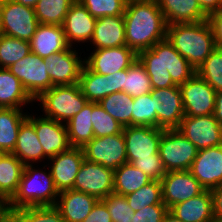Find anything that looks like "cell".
Returning a JSON list of instances; mask_svg holds the SVG:
<instances>
[{
	"label": "cell",
	"mask_w": 222,
	"mask_h": 222,
	"mask_svg": "<svg viewBox=\"0 0 222 222\" xmlns=\"http://www.w3.org/2000/svg\"><path fill=\"white\" fill-rule=\"evenodd\" d=\"M78 84L88 102L99 103L109 95V84L106 75L91 71L85 64L81 70Z\"/></svg>",
	"instance_id": "34"
},
{
	"label": "cell",
	"mask_w": 222,
	"mask_h": 222,
	"mask_svg": "<svg viewBox=\"0 0 222 222\" xmlns=\"http://www.w3.org/2000/svg\"><path fill=\"white\" fill-rule=\"evenodd\" d=\"M207 21L211 26L216 46L222 48V10L209 15Z\"/></svg>",
	"instance_id": "48"
},
{
	"label": "cell",
	"mask_w": 222,
	"mask_h": 222,
	"mask_svg": "<svg viewBox=\"0 0 222 222\" xmlns=\"http://www.w3.org/2000/svg\"><path fill=\"white\" fill-rule=\"evenodd\" d=\"M0 222H23V220L15 211H9L4 208L0 212Z\"/></svg>",
	"instance_id": "52"
},
{
	"label": "cell",
	"mask_w": 222,
	"mask_h": 222,
	"mask_svg": "<svg viewBox=\"0 0 222 222\" xmlns=\"http://www.w3.org/2000/svg\"><path fill=\"white\" fill-rule=\"evenodd\" d=\"M155 97L157 127L164 130L177 129L184 115L179 85L168 88H152Z\"/></svg>",
	"instance_id": "14"
},
{
	"label": "cell",
	"mask_w": 222,
	"mask_h": 222,
	"mask_svg": "<svg viewBox=\"0 0 222 222\" xmlns=\"http://www.w3.org/2000/svg\"><path fill=\"white\" fill-rule=\"evenodd\" d=\"M102 201L107 206L112 222H132L135 211L128 205L124 195L113 192Z\"/></svg>",
	"instance_id": "43"
},
{
	"label": "cell",
	"mask_w": 222,
	"mask_h": 222,
	"mask_svg": "<svg viewBox=\"0 0 222 222\" xmlns=\"http://www.w3.org/2000/svg\"><path fill=\"white\" fill-rule=\"evenodd\" d=\"M189 171L204 189L222 185V145L198 150Z\"/></svg>",
	"instance_id": "17"
},
{
	"label": "cell",
	"mask_w": 222,
	"mask_h": 222,
	"mask_svg": "<svg viewBox=\"0 0 222 222\" xmlns=\"http://www.w3.org/2000/svg\"><path fill=\"white\" fill-rule=\"evenodd\" d=\"M169 211L183 222H210L214 217L210 190L173 205Z\"/></svg>",
	"instance_id": "24"
},
{
	"label": "cell",
	"mask_w": 222,
	"mask_h": 222,
	"mask_svg": "<svg viewBox=\"0 0 222 222\" xmlns=\"http://www.w3.org/2000/svg\"><path fill=\"white\" fill-rule=\"evenodd\" d=\"M7 69L21 81L33 101L53 87L44 59L32 52Z\"/></svg>",
	"instance_id": "7"
},
{
	"label": "cell",
	"mask_w": 222,
	"mask_h": 222,
	"mask_svg": "<svg viewBox=\"0 0 222 222\" xmlns=\"http://www.w3.org/2000/svg\"><path fill=\"white\" fill-rule=\"evenodd\" d=\"M4 209V205L0 202V212Z\"/></svg>",
	"instance_id": "58"
},
{
	"label": "cell",
	"mask_w": 222,
	"mask_h": 222,
	"mask_svg": "<svg viewBox=\"0 0 222 222\" xmlns=\"http://www.w3.org/2000/svg\"><path fill=\"white\" fill-rule=\"evenodd\" d=\"M15 212L23 222H65L54 206L24 207Z\"/></svg>",
	"instance_id": "44"
},
{
	"label": "cell",
	"mask_w": 222,
	"mask_h": 222,
	"mask_svg": "<svg viewBox=\"0 0 222 222\" xmlns=\"http://www.w3.org/2000/svg\"><path fill=\"white\" fill-rule=\"evenodd\" d=\"M122 127L132 126L133 97L120 91L103 98L98 103Z\"/></svg>",
	"instance_id": "33"
},
{
	"label": "cell",
	"mask_w": 222,
	"mask_h": 222,
	"mask_svg": "<svg viewBox=\"0 0 222 222\" xmlns=\"http://www.w3.org/2000/svg\"><path fill=\"white\" fill-rule=\"evenodd\" d=\"M37 100L42 102L47 118L58 122H68L77 115L88 102L78 83L73 85L53 86L43 92Z\"/></svg>",
	"instance_id": "5"
},
{
	"label": "cell",
	"mask_w": 222,
	"mask_h": 222,
	"mask_svg": "<svg viewBox=\"0 0 222 222\" xmlns=\"http://www.w3.org/2000/svg\"><path fill=\"white\" fill-rule=\"evenodd\" d=\"M26 119L22 109L0 108V153L13 152L19 128Z\"/></svg>",
	"instance_id": "30"
},
{
	"label": "cell",
	"mask_w": 222,
	"mask_h": 222,
	"mask_svg": "<svg viewBox=\"0 0 222 222\" xmlns=\"http://www.w3.org/2000/svg\"><path fill=\"white\" fill-rule=\"evenodd\" d=\"M96 49L126 46L123 16H104L96 20L92 38Z\"/></svg>",
	"instance_id": "25"
},
{
	"label": "cell",
	"mask_w": 222,
	"mask_h": 222,
	"mask_svg": "<svg viewBox=\"0 0 222 222\" xmlns=\"http://www.w3.org/2000/svg\"><path fill=\"white\" fill-rule=\"evenodd\" d=\"M198 3L207 17L222 10V0H198Z\"/></svg>",
	"instance_id": "50"
},
{
	"label": "cell",
	"mask_w": 222,
	"mask_h": 222,
	"mask_svg": "<svg viewBox=\"0 0 222 222\" xmlns=\"http://www.w3.org/2000/svg\"><path fill=\"white\" fill-rule=\"evenodd\" d=\"M29 43L31 52L43 59L70 47L60 25L39 24Z\"/></svg>",
	"instance_id": "23"
},
{
	"label": "cell",
	"mask_w": 222,
	"mask_h": 222,
	"mask_svg": "<svg viewBox=\"0 0 222 222\" xmlns=\"http://www.w3.org/2000/svg\"><path fill=\"white\" fill-rule=\"evenodd\" d=\"M96 19L123 16L128 0H78Z\"/></svg>",
	"instance_id": "42"
},
{
	"label": "cell",
	"mask_w": 222,
	"mask_h": 222,
	"mask_svg": "<svg viewBox=\"0 0 222 222\" xmlns=\"http://www.w3.org/2000/svg\"><path fill=\"white\" fill-rule=\"evenodd\" d=\"M150 181L151 179L143 171L130 163H125L114 170L113 192L126 196Z\"/></svg>",
	"instance_id": "32"
},
{
	"label": "cell",
	"mask_w": 222,
	"mask_h": 222,
	"mask_svg": "<svg viewBox=\"0 0 222 222\" xmlns=\"http://www.w3.org/2000/svg\"><path fill=\"white\" fill-rule=\"evenodd\" d=\"M137 59L150 77L152 88L184 84L196 73L194 67L176 51L167 38L138 53Z\"/></svg>",
	"instance_id": "2"
},
{
	"label": "cell",
	"mask_w": 222,
	"mask_h": 222,
	"mask_svg": "<svg viewBox=\"0 0 222 222\" xmlns=\"http://www.w3.org/2000/svg\"><path fill=\"white\" fill-rule=\"evenodd\" d=\"M213 116L222 125V91L216 92Z\"/></svg>",
	"instance_id": "53"
},
{
	"label": "cell",
	"mask_w": 222,
	"mask_h": 222,
	"mask_svg": "<svg viewBox=\"0 0 222 222\" xmlns=\"http://www.w3.org/2000/svg\"><path fill=\"white\" fill-rule=\"evenodd\" d=\"M96 20L97 19L76 0L68 10L62 24L68 44L72 46L73 41L84 42L92 40Z\"/></svg>",
	"instance_id": "21"
},
{
	"label": "cell",
	"mask_w": 222,
	"mask_h": 222,
	"mask_svg": "<svg viewBox=\"0 0 222 222\" xmlns=\"http://www.w3.org/2000/svg\"><path fill=\"white\" fill-rule=\"evenodd\" d=\"M25 165L12 153H0V202L5 205L17 192Z\"/></svg>",
	"instance_id": "27"
},
{
	"label": "cell",
	"mask_w": 222,
	"mask_h": 222,
	"mask_svg": "<svg viewBox=\"0 0 222 222\" xmlns=\"http://www.w3.org/2000/svg\"><path fill=\"white\" fill-rule=\"evenodd\" d=\"M155 101L151 93L133 98L132 126L157 127Z\"/></svg>",
	"instance_id": "39"
},
{
	"label": "cell",
	"mask_w": 222,
	"mask_h": 222,
	"mask_svg": "<svg viewBox=\"0 0 222 222\" xmlns=\"http://www.w3.org/2000/svg\"><path fill=\"white\" fill-rule=\"evenodd\" d=\"M124 85L123 92L133 98L140 97L152 91L150 77L138 59L126 69Z\"/></svg>",
	"instance_id": "36"
},
{
	"label": "cell",
	"mask_w": 222,
	"mask_h": 222,
	"mask_svg": "<svg viewBox=\"0 0 222 222\" xmlns=\"http://www.w3.org/2000/svg\"><path fill=\"white\" fill-rule=\"evenodd\" d=\"M14 1L19 3V4H22L24 6H28V7L34 8L36 6V3L39 0H14Z\"/></svg>",
	"instance_id": "55"
},
{
	"label": "cell",
	"mask_w": 222,
	"mask_h": 222,
	"mask_svg": "<svg viewBox=\"0 0 222 222\" xmlns=\"http://www.w3.org/2000/svg\"><path fill=\"white\" fill-rule=\"evenodd\" d=\"M82 222H112V220L106 204L102 200H98Z\"/></svg>",
	"instance_id": "47"
},
{
	"label": "cell",
	"mask_w": 222,
	"mask_h": 222,
	"mask_svg": "<svg viewBox=\"0 0 222 222\" xmlns=\"http://www.w3.org/2000/svg\"><path fill=\"white\" fill-rule=\"evenodd\" d=\"M27 120L34 126L43 153L49 158L67 151L71 146L68 140L67 127L54 119L34 118L27 115Z\"/></svg>",
	"instance_id": "19"
},
{
	"label": "cell",
	"mask_w": 222,
	"mask_h": 222,
	"mask_svg": "<svg viewBox=\"0 0 222 222\" xmlns=\"http://www.w3.org/2000/svg\"><path fill=\"white\" fill-rule=\"evenodd\" d=\"M113 183V169L84 159L76 176L73 189L102 200L113 193Z\"/></svg>",
	"instance_id": "13"
},
{
	"label": "cell",
	"mask_w": 222,
	"mask_h": 222,
	"mask_svg": "<svg viewBox=\"0 0 222 222\" xmlns=\"http://www.w3.org/2000/svg\"><path fill=\"white\" fill-rule=\"evenodd\" d=\"M164 129L150 126L123 127L127 163L137 159L160 158L159 145Z\"/></svg>",
	"instance_id": "10"
},
{
	"label": "cell",
	"mask_w": 222,
	"mask_h": 222,
	"mask_svg": "<svg viewBox=\"0 0 222 222\" xmlns=\"http://www.w3.org/2000/svg\"><path fill=\"white\" fill-rule=\"evenodd\" d=\"M131 165L143 171L151 180H159L166 175L161 158H145L134 160Z\"/></svg>",
	"instance_id": "45"
},
{
	"label": "cell",
	"mask_w": 222,
	"mask_h": 222,
	"mask_svg": "<svg viewBox=\"0 0 222 222\" xmlns=\"http://www.w3.org/2000/svg\"><path fill=\"white\" fill-rule=\"evenodd\" d=\"M30 53L31 49L28 41L0 35V68H8Z\"/></svg>",
	"instance_id": "38"
},
{
	"label": "cell",
	"mask_w": 222,
	"mask_h": 222,
	"mask_svg": "<svg viewBox=\"0 0 222 222\" xmlns=\"http://www.w3.org/2000/svg\"><path fill=\"white\" fill-rule=\"evenodd\" d=\"M166 38L195 70L217 47L211 26L207 20L167 25Z\"/></svg>",
	"instance_id": "3"
},
{
	"label": "cell",
	"mask_w": 222,
	"mask_h": 222,
	"mask_svg": "<svg viewBox=\"0 0 222 222\" xmlns=\"http://www.w3.org/2000/svg\"><path fill=\"white\" fill-rule=\"evenodd\" d=\"M24 165L28 161H38L46 155L40 144L34 126L26 119L19 128L16 146L12 152Z\"/></svg>",
	"instance_id": "28"
},
{
	"label": "cell",
	"mask_w": 222,
	"mask_h": 222,
	"mask_svg": "<svg viewBox=\"0 0 222 222\" xmlns=\"http://www.w3.org/2000/svg\"><path fill=\"white\" fill-rule=\"evenodd\" d=\"M76 0H39L34 7L39 24L62 26L66 14Z\"/></svg>",
	"instance_id": "35"
},
{
	"label": "cell",
	"mask_w": 222,
	"mask_h": 222,
	"mask_svg": "<svg viewBox=\"0 0 222 222\" xmlns=\"http://www.w3.org/2000/svg\"><path fill=\"white\" fill-rule=\"evenodd\" d=\"M161 183L162 202L168 209L201 194L205 190L189 170L166 172Z\"/></svg>",
	"instance_id": "15"
},
{
	"label": "cell",
	"mask_w": 222,
	"mask_h": 222,
	"mask_svg": "<svg viewBox=\"0 0 222 222\" xmlns=\"http://www.w3.org/2000/svg\"><path fill=\"white\" fill-rule=\"evenodd\" d=\"M123 17L126 46L136 54L166 38L168 24L156 0H128Z\"/></svg>",
	"instance_id": "1"
},
{
	"label": "cell",
	"mask_w": 222,
	"mask_h": 222,
	"mask_svg": "<svg viewBox=\"0 0 222 222\" xmlns=\"http://www.w3.org/2000/svg\"><path fill=\"white\" fill-rule=\"evenodd\" d=\"M184 115L207 116L214 112L216 90L195 73L184 84L179 85Z\"/></svg>",
	"instance_id": "11"
},
{
	"label": "cell",
	"mask_w": 222,
	"mask_h": 222,
	"mask_svg": "<svg viewBox=\"0 0 222 222\" xmlns=\"http://www.w3.org/2000/svg\"><path fill=\"white\" fill-rule=\"evenodd\" d=\"M196 73L216 92L222 91V48L216 47L196 70Z\"/></svg>",
	"instance_id": "40"
},
{
	"label": "cell",
	"mask_w": 222,
	"mask_h": 222,
	"mask_svg": "<svg viewBox=\"0 0 222 222\" xmlns=\"http://www.w3.org/2000/svg\"><path fill=\"white\" fill-rule=\"evenodd\" d=\"M60 201L54 207L65 222H82L91 212L98 199L74 189L59 192Z\"/></svg>",
	"instance_id": "22"
},
{
	"label": "cell",
	"mask_w": 222,
	"mask_h": 222,
	"mask_svg": "<svg viewBox=\"0 0 222 222\" xmlns=\"http://www.w3.org/2000/svg\"><path fill=\"white\" fill-rule=\"evenodd\" d=\"M198 150L222 145V125L213 114L207 116H184L176 129Z\"/></svg>",
	"instance_id": "12"
},
{
	"label": "cell",
	"mask_w": 222,
	"mask_h": 222,
	"mask_svg": "<svg viewBox=\"0 0 222 222\" xmlns=\"http://www.w3.org/2000/svg\"><path fill=\"white\" fill-rule=\"evenodd\" d=\"M126 69L106 75L109 84V95L115 92L123 91L125 85Z\"/></svg>",
	"instance_id": "49"
},
{
	"label": "cell",
	"mask_w": 222,
	"mask_h": 222,
	"mask_svg": "<svg viewBox=\"0 0 222 222\" xmlns=\"http://www.w3.org/2000/svg\"><path fill=\"white\" fill-rule=\"evenodd\" d=\"M66 50L54 53L44 59L53 86L79 83L84 62L77 57L76 51Z\"/></svg>",
	"instance_id": "18"
},
{
	"label": "cell",
	"mask_w": 222,
	"mask_h": 222,
	"mask_svg": "<svg viewBox=\"0 0 222 222\" xmlns=\"http://www.w3.org/2000/svg\"><path fill=\"white\" fill-rule=\"evenodd\" d=\"M162 222H183L182 220L178 219L175 215H173L169 210L164 216Z\"/></svg>",
	"instance_id": "54"
},
{
	"label": "cell",
	"mask_w": 222,
	"mask_h": 222,
	"mask_svg": "<svg viewBox=\"0 0 222 222\" xmlns=\"http://www.w3.org/2000/svg\"><path fill=\"white\" fill-rule=\"evenodd\" d=\"M2 34V0H0V35Z\"/></svg>",
	"instance_id": "56"
},
{
	"label": "cell",
	"mask_w": 222,
	"mask_h": 222,
	"mask_svg": "<svg viewBox=\"0 0 222 222\" xmlns=\"http://www.w3.org/2000/svg\"><path fill=\"white\" fill-rule=\"evenodd\" d=\"M168 210L165 204L145 206L134 213L132 222H162Z\"/></svg>",
	"instance_id": "46"
},
{
	"label": "cell",
	"mask_w": 222,
	"mask_h": 222,
	"mask_svg": "<svg viewBox=\"0 0 222 222\" xmlns=\"http://www.w3.org/2000/svg\"><path fill=\"white\" fill-rule=\"evenodd\" d=\"M92 125L94 137H104L121 133L123 127L98 103L92 102Z\"/></svg>",
	"instance_id": "41"
},
{
	"label": "cell",
	"mask_w": 222,
	"mask_h": 222,
	"mask_svg": "<svg viewBox=\"0 0 222 222\" xmlns=\"http://www.w3.org/2000/svg\"><path fill=\"white\" fill-rule=\"evenodd\" d=\"M85 160L116 170L127 163L123 133L94 137L82 147Z\"/></svg>",
	"instance_id": "8"
},
{
	"label": "cell",
	"mask_w": 222,
	"mask_h": 222,
	"mask_svg": "<svg viewBox=\"0 0 222 222\" xmlns=\"http://www.w3.org/2000/svg\"><path fill=\"white\" fill-rule=\"evenodd\" d=\"M168 25L207 20L198 0H156Z\"/></svg>",
	"instance_id": "26"
},
{
	"label": "cell",
	"mask_w": 222,
	"mask_h": 222,
	"mask_svg": "<svg viewBox=\"0 0 222 222\" xmlns=\"http://www.w3.org/2000/svg\"><path fill=\"white\" fill-rule=\"evenodd\" d=\"M210 222H222V218L214 216Z\"/></svg>",
	"instance_id": "57"
},
{
	"label": "cell",
	"mask_w": 222,
	"mask_h": 222,
	"mask_svg": "<svg viewBox=\"0 0 222 222\" xmlns=\"http://www.w3.org/2000/svg\"><path fill=\"white\" fill-rule=\"evenodd\" d=\"M39 25L34 8L2 0V34L30 41Z\"/></svg>",
	"instance_id": "9"
},
{
	"label": "cell",
	"mask_w": 222,
	"mask_h": 222,
	"mask_svg": "<svg viewBox=\"0 0 222 222\" xmlns=\"http://www.w3.org/2000/svg\"><path fill=\"white\" fill-rule=\"evenodd\" d=\"M137 60V54L128 46L96 49L85 65L93 72L101 75H111L128 69Z\"/></svg>",
	"instance_id": "16"
},
{
	"label": "cell",
	"mask_w": 222,
	"mask_h": 222,
	"mask_svg": "<svg viewBox=\"0 0 222 222\" xmlns=\"http://www.w3.org/2000/svg\"><path fill=\"white\" fill-rule=\"evenodd\" d=\"M92 102L66 122L68 140L71 147H83L94 138L92 125Z\"/></svg>",
	"instance_id": "31"
},
{
	"label": "cell",
	"mask_w": 222,
	"mask_h": 222,
	"mask_svg": "<svg viewBox=\"0 0 222 222\" xmlns=\"http://www.w3.org/2000/svg\"><path fill=\"white\" fill-rule=\"evenodd\" d=\"M32 100L21 81L7 68H0V108L22 109L20 105Z\"/></svg>",
	"instance_id": "29"
},
{
	"label": "cell",
	"mask_w": 222,
	"mask_h": 222,
	"mask_svg": "<svg viewBox=\"0 0 222 222\" xmlns=\"http://www.w3.org/2000/svg\"><path fill=\"white\" fill-rule=\"evenodd\" d=\"M198 149L176 129L164 130L159 155L167 172L189 170Z\"/></svg>",
	"instance_id": "6"
},
{
	"label": "cell",
	"mask_w": 222,
	"mask_h": 222,
	"mask_svg": "<svg viewBox=\"0 0 222 222\" xmlns=\"http://www.w3.org/2000/svg\"><path fill=\"white\" fill-rule=\"evenodd\" d=\"M49 159L54 162L50 172L56 189L59 192L73 189L79 168L85 159L82 148L70 147Z\"/></svg>",
	"instance_id": "20"
},
{
	"label": "cell",
	"mask_w": 222,
	"mask_h": 222,
	"mask_svg": "<svg viewBox=\"0 0 222 222\" xmlns=\"http://www.w3.org/2000/svg\"><path fill=\"white\" fill-rule=\"evenodd\" d=\"M125 198L135 212L145 206L164 204L162 202V183L159 180H151L139 190L127 194Z\"/></svg>",
	"instance_id": "37"
},
{
	"label": "cell",
	"mask_w": 222,
	"mask_h": 222,
	"mask_svg": "<svg viewBox=\"0 0 222 222\" xmlns=\"http://www.w3.org/2000/svg\"><path fill=\"white\" fill-rule=\"evenodd\" d=\"M213 199V214L222 218V185L210 190Z\"/></svg>",
	"instance_id": "51"
},
{
	"label": "cell",
	"mask_w": 222,
	"mask_h": 222,
	"mask_svg": "<svg viewBox=\"0 0 222 222\" xmlns=\"http://www.w3.org/2000/svg\"><path fill=\"white\" fill-rule=\"evenodd\" d=\"M59 191L56 189L51 172L34 170L29 163L25 165L17 192L4 205L9 211L24 207L54 206ZM56 199V200H55Z\"/></svg>",
	"instance_id": "4"
}]
</instances>
